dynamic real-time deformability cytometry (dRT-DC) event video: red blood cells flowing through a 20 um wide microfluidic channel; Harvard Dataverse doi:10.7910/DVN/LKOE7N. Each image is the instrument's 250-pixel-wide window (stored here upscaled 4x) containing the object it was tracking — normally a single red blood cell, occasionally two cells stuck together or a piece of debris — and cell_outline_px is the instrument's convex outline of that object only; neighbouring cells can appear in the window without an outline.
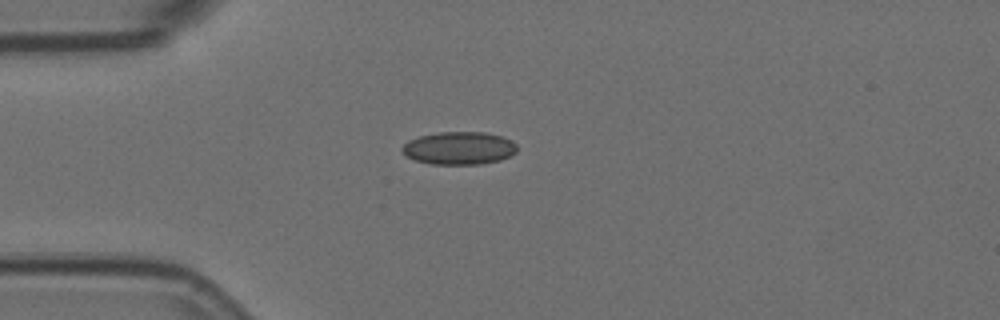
{"species": "Egyptian fruit bat (a non-hibernating species)", "species_latin": "Rousettus aegyptiacus", "temperature_condition": "room temperature", "stored_images_in_passage": 3, "camera_frame_rate_fps": 3000, "um_per_image_px": 0.085, "animal": {"sex": "female"}, "frame": {"image": 1, "passage_image": 1, "time_ms": 0.0, "image_size_px": [1000, 320], "cell_outline_px": [[516, 152], [500, 160], [480, 164], [432, 164], [416, 160], [408, 156], [400, 148], [408, 140], [420, 136], [440, 132], [484, 132], [500, 136], [512, 140], [516, 144]], "centroid_in_image_um": [39.03, 12.59], "position_along_channel_um": 46.0, "area_um2": 21.79}}
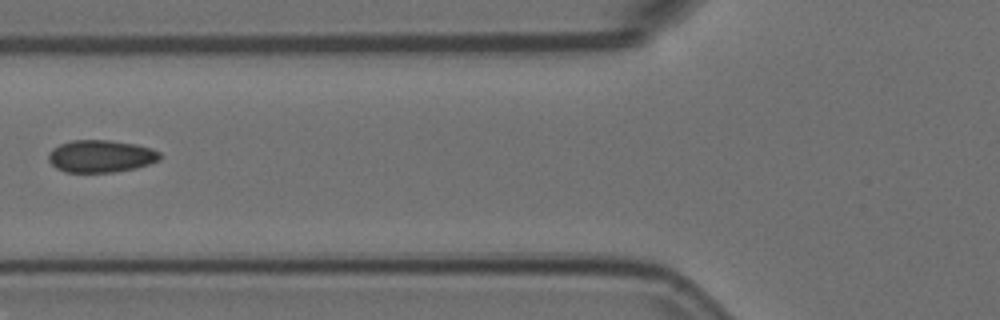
{"frame": {"image": 2, "passage_image": 3, "time_ms": 0.667, "image_size_px": [1000, 320], "cell_outline_px": [[160, 160], [136, 168], [112, 172], [64, 172], [56, 168], [48, 160], [48, 156], [52, 148], [60, 144], [72, 140], [108, 140], [136, 144], [152, 148], [160, 152]], "centroid_in_image_um": [8.57, 13.27], "position_along_channel_um": 117.2, "area_um2": 21.04}}